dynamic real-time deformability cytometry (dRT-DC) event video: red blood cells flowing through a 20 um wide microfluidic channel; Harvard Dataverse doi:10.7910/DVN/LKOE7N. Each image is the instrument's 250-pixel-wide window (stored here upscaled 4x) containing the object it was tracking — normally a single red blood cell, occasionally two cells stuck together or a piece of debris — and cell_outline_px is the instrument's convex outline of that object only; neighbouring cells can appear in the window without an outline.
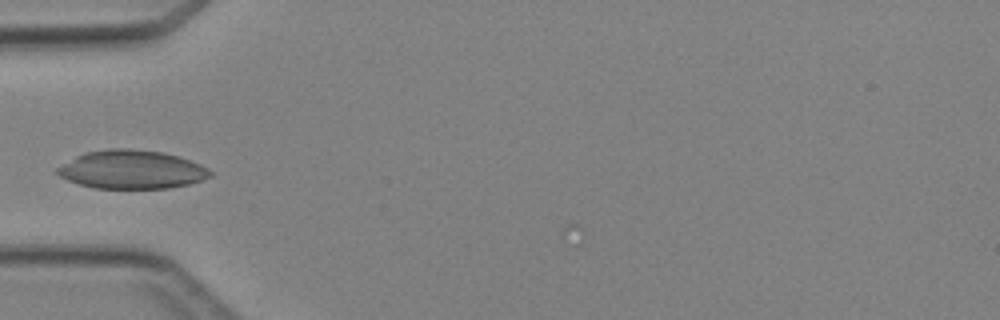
{"species": "Egyptian fruit bat (a non-hibernating species)", "species_latin": "Rousettus aegyptiacus", "temperature_condition": "cold", "stored_images_in_passage": 2, "camera_frame_rate_fps": 3000, "um_per_image_px": 0.085, "animal": {"sex": "female"}, "frame": {"image": 1, "passage_image": 2, "time_ms": 1.0, "image_size_px": [1000, 320], "cell_outline_px": [[212, 176], [188, 184], [168, 188], [92, 188], [68, 180], [60, 176], [56, 172], [56, 168], [76, 156], [84, 152], [108, 148], [124, 148], [160, 152], [180, 156], [200, 164], [208, 168], [212, 172]], "centroid_in_image_um": [11.19, 14.4], "position_along_channel_um": 73.8, "area_um2": 34.22}}